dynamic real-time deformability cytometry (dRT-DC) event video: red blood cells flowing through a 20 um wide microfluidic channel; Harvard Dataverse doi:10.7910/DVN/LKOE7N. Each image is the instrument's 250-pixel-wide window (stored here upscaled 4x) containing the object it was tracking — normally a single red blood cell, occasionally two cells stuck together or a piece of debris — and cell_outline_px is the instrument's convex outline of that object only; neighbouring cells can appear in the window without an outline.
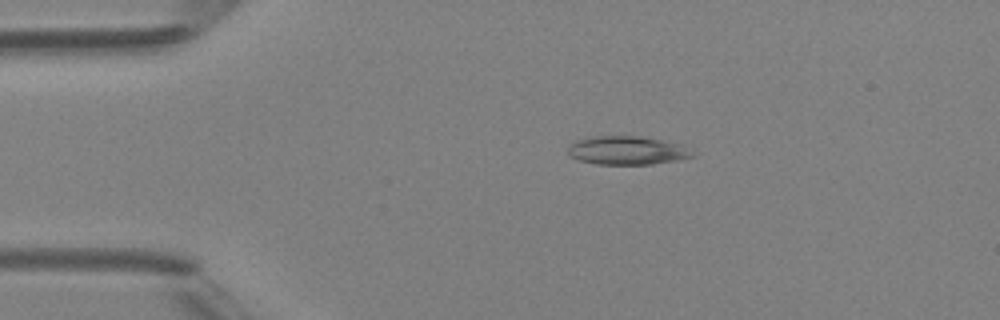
{"species": "Egyptian fruit bat (a non-hibernating species)", "species_latin": "Rousettus aegyptiacus", "temperature_condition": "room temperature", "stored_images_in_passage": 4, "camera_frame_rate_fps": 3000, "um_per_image_px": 0.085, "animal": {"sex": "female"}, "frame": {"image": 1, "passage_image": 3, "time_ms": 2.333, "image_size_px": [1000, 320], "cell_outline_px": [[696, 156], [676, 160], [652, 164], [596, 164], [580, 160], [568, 156], [568, 148], [576, 140], [588, 136], [640, 136], [684, 144]], "centroid_in_image_um": [53.31, 12.78], "position_along_channel_um": 31.7, "area_um2": 20.81}}
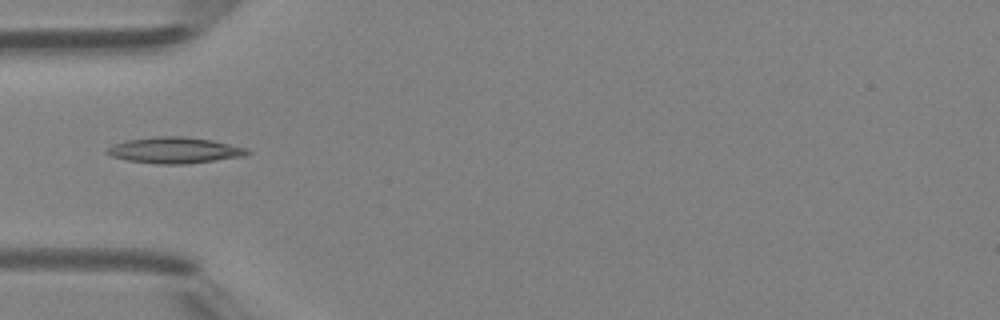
{"frame": {"image": 2, "passage_image": 4, "time_ms": 4.333, "image_size_px": [1000, 320], "cell_outline_px": [[252, 152], [244, 156], [188, 164], [156, 164], [128, 160], [112, 156], [104, 152], [112, 144], [124, 140], [152, 136], [184, 136], [212, 140], [248, 148]], "centroid_in_image_um": [14.84, 12.76], "position_along_channel_um": 70.2, "area_um2": 21.56}}